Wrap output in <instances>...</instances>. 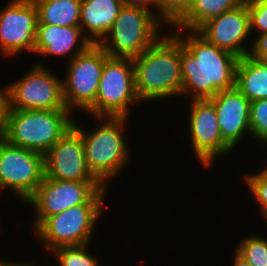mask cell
<instances>
[{"instance_id": "17", "label": "cell", "mask_w": 267, "mask_h": 266, "mask_svg": "<svg viewBox=\"0 0 267 266\" xmlns=\"http://www.w3.org/2000/svg\"><path fill=\"white\" fill-rule=\"evenodd\" d=\"M91 44L84 36L80 26H55L38 23L33 54L42 55V57L57 56L62 59L66 56L68 57L67 61H70L76 55L84 52Z\"/></svg>"}, {"instance_id": "1", "label": "cell", "mask_w": 267, "mask_h": 266, "mask_svg": "<svg viewBox=\"0 0 267 266\" xmlns=\"http://www.w3.org/2000/svg\"><path fill=\"white\" fill-rule=\"evenodd\" d=\"M181 42V96L210 99L235 87L239 57L209 43L197 31L171 28ZM187 32V34H186Z\"/></svg>"}, {"instance_id": "31", "label": "cell", "mask_w": 267, "mask_h": 266, "mask_svg": "<svg viewBox=\"0 0 267 266\" xmlns=\"http://www.w3.org/2000/svg\"><path fill=\"white\" fill-rule=\"evenodd\" d=\"M125 3L128 4H139V5H144L149 8L154 9V5L156 0H124Z\"/></svg>"}, {"instance_id": "4", "label": "cell", "mask_w": 267, "mask_h": 266, "mask_svg": "<svg viewBox=\"0 0 267 266\" xmlns=\"http://www.w3.org/2000/svg\"><path fill=\"white\" fill-rule=\"evenodd\" d=\"M73 123L70 110L10 109L0 136L11 145L45 155Z\"/></svg>"}, {"instance_id": "30", "label": "cell", "mask_w": 267, "mask_h": 266, "mask_svg": "<svg viewBox=\"0 0 267 266\" xmlns=\"http://www.w3.org/2000/svg\"><path fill=\"white\" fill-rule=\"evenodd\" d=\"M233 253V266H251L236 250Z\"/></svg>"}, {"instance_id": "2", "label": "cell", "mask_w": 267, "mask_h": 266, "mask_svg": "<svg viewBox=\"0 0 267 266\" xmlns=\"http://www.w3.org/2000/svg\"><path fill=\"white\" fill-rule=\"evenodd\" d=\"M162 33L143 54L132 59L141 104L181 97V42L173 33Z\"/></svg>"}, {"instance_id": "18", "label": "cell", "mask_w": 267, "mask_h": 266, "mask_svg": "<svg viewBox=\"0 0 267 266\" xmlns=\"http://www.w3.org/2000/svg\"><path fill=\"white\" fill-rule=\"evenodd\" d=\"M124 3V0H82L80 27L92 44H99L107 35Z\"/></svg>"}, {"instance_id": "25", "label": "cell", "mask_w": 267, "mask_h": 266, "mask_svg": "<svg viewBox=\"0 0 267 266\" xmlns=\"http://www.w3.org/2000/svg\"><path fill=\"white\" fill-rule=\"evenodd\" d=\"M249 114L251 136L267 146V99L250 102Z\"/></svg>"}, {"instance_id": "6", "label": "cell", "mask_w": 267, "mask_h": 266, "mask_svg": "<svg viewBox=\"0 0 267 266\" xmlns=\"http://www.w3.org/2000/svg\"><path fill=\"white\" fill-rule=\"evenodd\" d=\"M108 188L99 181H69L44 177L33 196L26 202L34 209V231L47 217L81 204H104Z\"/></svg>"}, {"instance_id": "13", "label": "cell", "mask_w": 267, "mask_h": 266, "mask_svg": "<svg viewBox=\"0 0 267 266\" xmlns=\"http://www.w3.org/2000/svg\"><path fill=\"white\" fill-rule=\"evenodd\" d=\"M0 10V54L13 58L33 54L38 11L33 0H10Z\"/></svg>"}, {"instance_id": "28", "label": "cell", "mask_w": 267, "mask_h": 266, "mask_svg": "<svg viewBox=\"0 0 267 266\" xmlns=\"http://www.w3.org/2000/svg\"><path fill=\"white\" fill-rule=\"evenodd\" d=\"M249 55L267 65V33L259 34L253 39Z\"/></svg>"}, {"instance_id": "21", "label": "cell", "mask_w": 267, "mask_h": 266, "mask_svg": "<svg viewBox=\"0 0 267 266\" xmlns=\"http://www.w3.org/2000/svg\"><path fill=\"white\" fill-rule=\"evenodd\" d=\"M246 0H194L188 14L173 28L197 31L208 20L242 5Z\"/></svg>"}, {"instance_id": "24", "label": "cell", "mask_w": 267, "mask_h": 266, "mask_svg": "<svg viewBox=\"0 0 267 266\" xmlns=\"http://www.w3.org/2000/svg\"><path fill=\"white\" fill-rule=\"evenodd\" d=\"M189 12V0H156L154 13L164 26L175 27Z\"/></svg>"}, {"instance_id": "14", "label": "cell", "mask_w": 267, "mask_h": 266, "mask_svg": "<svg viewBox=\"0 0 267 266\" xmlns=\"http://www.w3.org/2000/svg\"><path fill=\"white\" fill-rule=\"evenodd\" d=\"M197 32L209 43L227 50L239 58L248 55L253 40L247 0L242 5L208 20Z\"/></svg>"}, {"instance_id": "10", "label": "cell", "mask_w": 267, "mask_h": 266, "mask_svg": "<svg viewBox=\"0 0 267 266\" xmlns=\"http://www.w3.org/2000/svg\"><path fill=\"white\" fill-rule=\"evenodd\" d=\"M45 177L43 154L9 144L0 136V191H13L27 202Z\"/></svg>"}, {"instance_id": "33", "label": "cell", "mask_w": 267, "mask_h": 266, "mask_svg": "<svg viewBox=\"0 0 267 266\" xmlns=\"http://www.w3.org/2000/svg\"><path fill=\"white\" fill-rule=\"evenodd\" d=\"M31 263H32V262L28 263V261H27V262H26V261H25V262H22V261H21V266H34V263H32V264H31ZM42 266H43V265H42Z\"/></svg>"}, {"instance_id": "26", "label": "cell", "mask_w": 267, "mask_h": 266, "mask_svg": "<svg viewBox=\"0 0 267 266\" xmlns=\"http://www.w3.org/2000/svg\"><path fill=\"white\" fill-rule=\"evenodd\" d=\"M245 187L253 194L254 201L258 204V214L263 218L267 214V171L263 168L259 172L244 174Z\"/></svg>"}, {"instance_id": "34", "label": "cell", "mask_w": 267, "mask_h": 266, "mask_svg": "<svg viewBox=\"0 0 267 266\" xmlns=\"http://www.w3.org/2000/svg\"><path fill=\"white\" fill-rule=\"evenodd\" d=\"M193 1H194V0H189V10H190V8H191V6H192Z\"/></svg>"}, {"instance_id": "8", "label": "cell", "mask_w": 267, "mask_h": 266, "mask_svg": "<svg viewBox=\"0 0 267 266\" xmlns=\"http://www.w3.org/2000/svg\"><path fill=\"white\" fill-rule=\"evenodd\" d=\"M140 103L132 59L109 57L104 63L95 103L85 113L91 117H129L131 106Z\"/></svg>"}, {"instance_id": "29", "label": "cell", "mask_w": 267, "mask_h": 266, "mask_svg": "<svg viewBox=\"0 0 267 266\" xmlns=\"http://www.w3.org/2000/svg\"><path fill=\"white\" fill-rule=\"evenodd\" d=\"M10 112V85L0 86V130L4 127Z\"/></svg>"}, {"instance_id": "9", "label": "cell", "mask_w": 267, "mask_h": 266, "mask_svg": "<svg viewBox=\"0 0 267 266\" xmlns=\"http://www.w3.org/2000/svg\"><path fill=\"white\" fill-rule=\"evenodd\" d=\"M110 56L99 44L68 61L62 79L63 99L68 110L84 113L95 103L105 61Z\"/></svg>"}, {"instance_id": "7", "label": "cell", "mask_w": 267, "mask_h": 266, "mask_svg": "<svg viewBox=\"0 0 267 266\" xmlns=\"http://www.w3.org/2000/svg\"><path fill=\"white\" fill-rule=\"evenodd\" d=\"M104 204H81L47 217L34 231L46 253L58 247L91 244Z\"/></svg>"}, {"instance_id": "27", "label": "cell", "mask_w": 267, "mask_h": 266, "mask_svg": "<svg viewBox=\"0 0 267 266\" xmlns=\"http://www.w3.org/2000/svg\"><path fill=\"white\" fill-rule=\"evenodd\" d=\"M252 39L267 33V0H247Z\"/></svg>"}, {"instance_id": "20", "label": "cell", "mask_w": 267, "mask_h": 266, "mask_svg": "<svg viewBox=\"0 0 267 266\" xmlns=\"http://www.w3.org/2000/svg\"><path fill=\"white\" fill-rule=\"evenodd\" d=\"M38 23L55 26H80L82 0H33Z\"/></svg>"}, {"instance_id": "5", "label": "cell", "mask_w": 267, "mask_h": 266, "mask_svg": "<svg viewBox=\"0 0 267 266\" xmlns=\"http://www.w3.org/2000/svg\"><path fill=\"white\" fill-rule=\"evenodd\" d=\"M162 26L153 9L124 3L112 28L99 45L110 57L134 59L163 35L160 32Z\"/></svg>"}, {"instance_id": "15", "label": "cell", "mask_w": 267, "mask_h": 266, "mask_svg": "<svg viewBox=\"0 0 267 266\" xmlns=\"http://www.w3.org/2000/svg\"><path fill=\"white\" fill-rule=\"evenodd\" d=\"M45 176L56 180L98 181L87 167L82 135L72 126L44 155Z\"/></svg>"}, {"instance_id": "35", "label": "cell", "mask_w": 267, "mask_h": 266, "mask_svg": "<svg viewBox=\"0 0 267 266\" xmlns=\"http://www.w3.org/2000/svg\"><path fill=\"white\" fill-rule=\"evenodd\" d=\"M263 220L264 222L266 221L265 223H267V214L263 217Z\"/></svg>"}, {"instance_id": "16", "label": "cell", "mask_w": 267, "mask_h": 266, "mask_svg": "<svg viewBox=\"0 0 267 266\" xmlns=\"http://www.w3.org/2000/svg\"><path fill=\"white\" fill-rule=\"evenodd\" d=\"M217 112L223 140L234 150L250 135V101L236 87L210 98Z\"/></svg>"}, {"instance_id": "11", "label": "cell", "mask_w": 267, "mask_h": 266, "mask_svg": "<svg viewBox=\"0 0 267 266\" xmlns=\"http://www.w3.org/2000/svg\"><path fill=\"white\" fill-rule=\"evenodd\" d=\"M46 67L40 60L18 80L9 83L10 109L68 110L62 79Z\"/></svg>"}, {"instance_id": "32", "label": "cell", "mask_w": 267, "mask_h": 266, "mask_svg": "<svg viewBox=\"0 0 267 266\" xmlns=\"http://www.w3.org/2000/svg\"><path fill=\"white\" fill-rule=\"evenodd\" d=\"M0 266H21V262H17V261H7V260H0Z\"/></svg>"}, {"instance_id": "3", "label": "cell", "mask_w": 267, "mask_h": 266, "mask_svg": "<svg viewBox=\"0 0 267 266\" xmlns=\"http://www.w3.org/2000/svg\"><path fill=\"white\" fill-rule=\"evenodd\" d=\"M92 119H97L100 123L97 127H92L93 130L87 131L75 119L73 127L82 135L88 169L109 189L111 180L122 175L121 172L128 168L132 159L131 148L124 136L129 118L100 116Z\"/></svg>"}, {"instance_id": "12", "label": "cell", "mask_w": 267, "mask_h": 266, "mask_svg": "<svg viewBox=\"0 0 267 266\" xmlns=\"http://www.w3.org/2000/svg\"><path fill=\"white\" fill-rule=\"evenodd\" d=\"M188 129L191 148L203 168H209L217 158L226 157L234 150L223 140L218 117L210 99L190 100Z\"/></svg>"}, {"instance_id": "22", "label": "cell", "mask_w": 267, "mask_h": 266, "mask_svg": "<svg viewBox=\"0 0 267 266\" xmlns=\"http://www.w3.org/2000/svg\"><path fill=\"white\" fill-rule=\"evenodd\" d=\"M90 245L58 247L50 254L54 255L59 266H100L99 257H95L88 249Z\"/></svg>"}, {"instance_id": "19", "label": "cell", "mask_w": 267, "mask_h": 266, "mask_svg": "<svg viewBox=\"0 0 267 266\" xmlns=\"http://www.w3.org/2000/svg\"><path fill=\"white\" fill-rule=\"evenodd\" d=\"M235 87L252 102L267 99V65L249 54L238 59Z\"/></svg>"}, {"instance_id": "23", "label": "cell", "mask_w": 267, "mask_h": 266, "mask_svg": "<svg viewBox=\"0 0 267 266\" xmlns=\"http://www.w3.org/2000/svg\"><path fill=\"white\" fill-rule=\"evenodd\" d=\"M235 247L251 266H267V238L262 234L245 236Z\"/></svg>"}]
</instances>
